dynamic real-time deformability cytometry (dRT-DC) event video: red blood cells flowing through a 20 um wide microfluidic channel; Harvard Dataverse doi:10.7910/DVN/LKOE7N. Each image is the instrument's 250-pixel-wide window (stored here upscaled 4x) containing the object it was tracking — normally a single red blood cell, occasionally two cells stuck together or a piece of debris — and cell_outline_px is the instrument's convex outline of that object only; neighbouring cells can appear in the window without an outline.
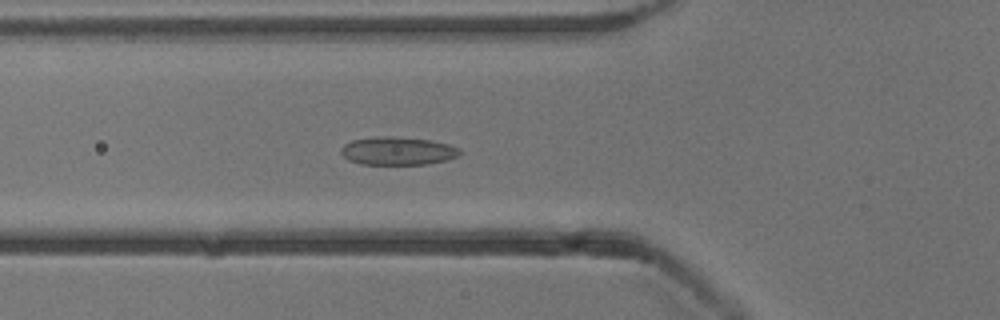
{"species": "common noctule bat (a hibernating species)", "species_latin": "Nyctalus noctula", "temperature_condition": "cold", "stored_images_in_passage": 36, "camera_frame_rate_fps": 3000, "um_per_image_px": 0.085, "animal": {"sex": "male", "body_mass_g": 13.3}, "frame": {"image": 1, "passage_image": 2, "time_ms": 0.333, "image_size_px": [1000, 320], "cell_outline_px": [[460, 156], [448, 160], [428, 164], [360, 164], [348, 160], [340, 152], [340, 148], [344, 144], [352, 140], [380, 136], [388, 136], [432, 140], [448, 144], [460, 148]], "centroid_in_image_um": [33.82, 12.83], "position_along_channel_um": 92.0, "area_um2": 19.59}}
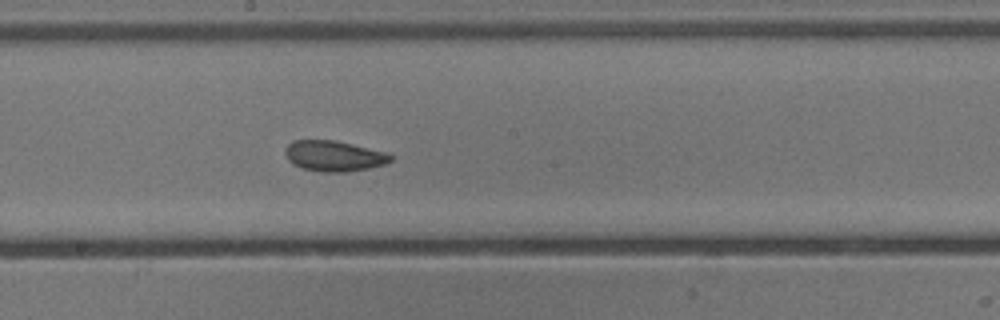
{"frame": {"image": 2, "passage_image": 12, "time_ms": 3.667, "image_size_px": [1000, 320], "cell_outline_px": [[392, 160], [384, 164], [368, 168], [348, 172], [320, 172], [300, 168], [292, 164], [288, 160], [284, 152], [288, 144], [292, 140], [336, 140], [388, 152], [392, 156]], "centroid_in_image_um": [28.37, 13.26], "position_along_channel_um": 219.8, "area_um2": 19.07}}
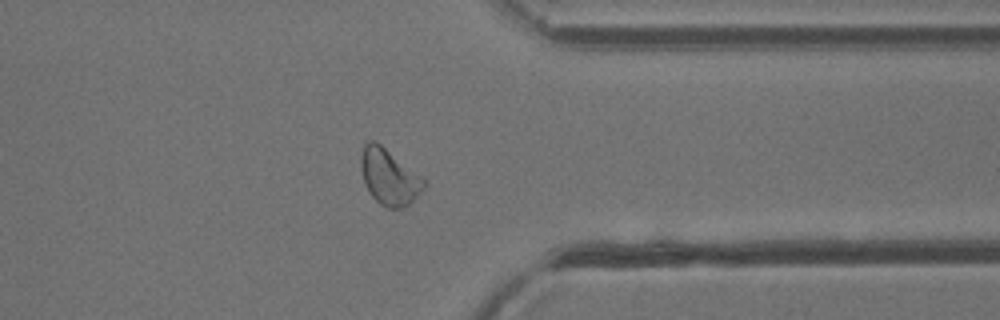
{"frame": {"image": 3, "passage_image": 25, "time_ms": 8.0, "image_size_px": [1000, 320], "cell_outline_px": [[424, 184], [420, 192], [404, 208], [388, 208], [380, 204], [368, 192], [364, 180], [360, 164], [360, 156], [364, 144], [368, 140], [372, 140], [380, 144], [420, 176], [424, 180]], "centroid_in_image_um": [33.02, 15.03], "position_along_channel_um": 378.4, "area_um2": 19.94}}